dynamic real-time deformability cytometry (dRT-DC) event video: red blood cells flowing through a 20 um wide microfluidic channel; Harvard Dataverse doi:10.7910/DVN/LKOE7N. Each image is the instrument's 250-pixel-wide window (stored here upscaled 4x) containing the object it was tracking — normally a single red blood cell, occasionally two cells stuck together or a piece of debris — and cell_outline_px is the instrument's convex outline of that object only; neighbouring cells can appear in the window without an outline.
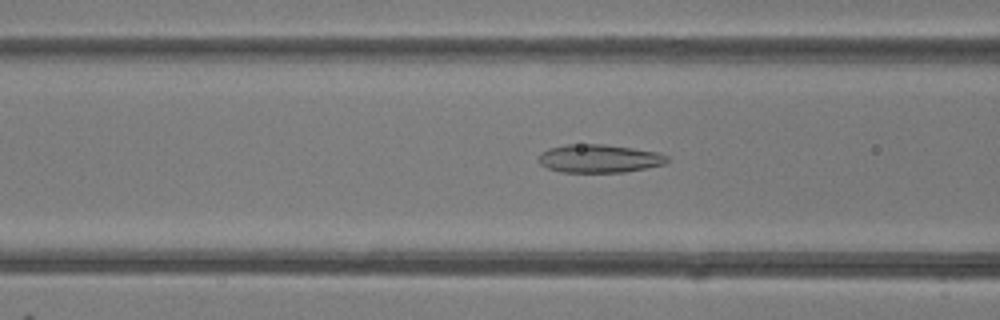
{"species": "common noctule bat (a hibernating species)", "species_latin": "Nyctalus noctula", "temperature_condition": "room temperature", "stored_images_in_passage": 40, "camera_frame_rate_fps": 3000, "um_per_image_px": 0.085, "animal": {"sex": "female"}, "frame": {"image": 1, "passage_image": 11, "time_ms": 3.333, "image_size_px": [1000, 320], "cell_outline_px": [[668, 160], [664, 164], [624, 172], [560, 172], [548, 168], [540, 164], [536, 156], [540, 152], [548, 148], [568, 144], [604, 144], [632, 148], [656, 152], [668, 156]], "centroid_in_image_um": [50.86, 13.47], "position_along_channel_um": 115.7, "area_um2": 21.15}}
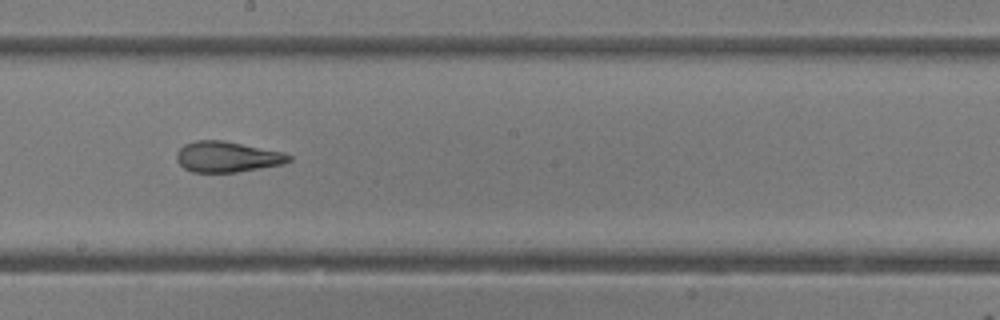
{"frame": {"image": 2, "passage_image": 19, "time_ms": 6.0, "image_size_px": [1000, 320], "cell_outline_px": [[292, 160], [284, 164], [236, 172], [192, 172], [184, 168], [176, 160], [176, 152], [184, 144], [196, 140], [224, 140], [284, 152], [292, 156]], "centroid_in_image_um": [19.32, 13.32], "position_along_channel_um": 228.9, "area_um2": 20.23}}
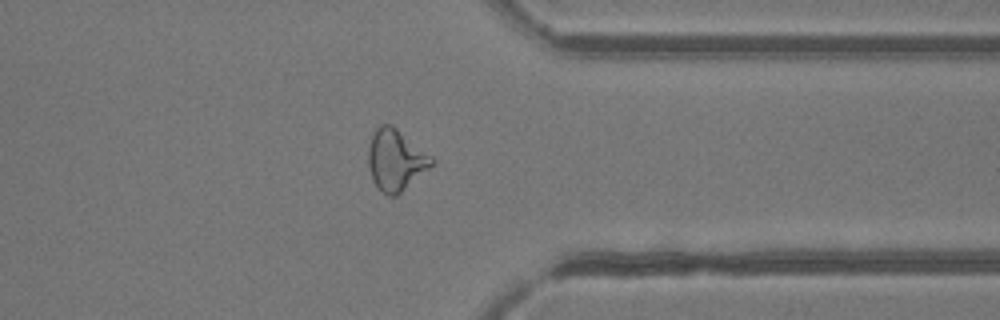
{"frame": {"image": 3, "passage_image": 30, "time_ms": 9.667, "image_size_px": [1000, 320], "cell_outline_px": [[436, 160], [428, 168], [396, 196], [388, 196], [372, 180], [368, 168], [368, 148], [372, 132], [380, 124], [392, 124], [432, 156]], "centroid_in_image_um": [33.6, 13.56], "position_along_channel_um": 377.8, "area_um2": 22.43}, "authors_computed_cell_mechanics": {"area_um2": 21.5594, "velocity_mm_per_s": 4.2355, "shape_relaxation_time_tau1_ms": 7.1531, "shape_relaxation_time_tau2_ms": 1.818, "deformation_change_tau1": 0.199, "deformation_change_tau2": 0.1024}}